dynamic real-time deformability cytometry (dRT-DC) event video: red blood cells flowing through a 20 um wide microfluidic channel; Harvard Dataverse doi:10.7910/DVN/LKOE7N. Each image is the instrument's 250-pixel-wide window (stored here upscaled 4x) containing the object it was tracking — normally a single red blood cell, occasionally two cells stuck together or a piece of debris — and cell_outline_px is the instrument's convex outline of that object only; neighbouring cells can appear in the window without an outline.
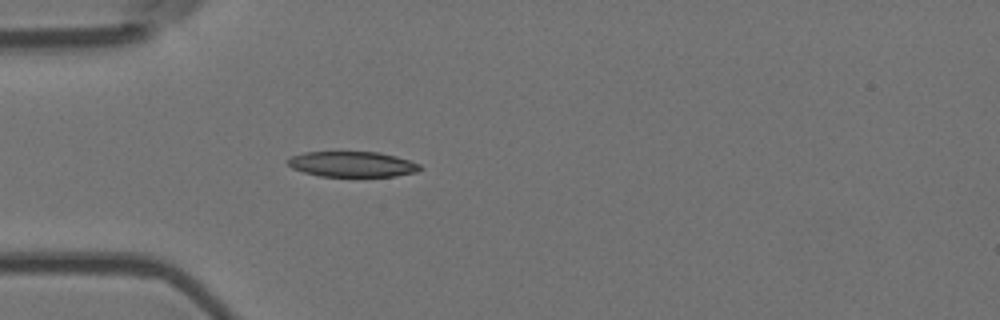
{"species": "Egyptian fruit bat (a non-hibernating species)", "species_latin": "Rousettus aegyptiacus", "temperature_condition": "room temperature", "stored_images_in_passage": 2, "camera_frame_rate_fps": 3000, "um_per_image_px": 0.085, "animal": {"sex": "female"}, "frame": {"image": 1, "passage_image": 2, "time_ms": 0.333, "image_size_px": [1000, 320], "cell_outline_px": [[424, 168], [416, 172], [396, 176], [320, 176], [304, 172], [292, 168], [284, 160], [292, 156], [304, 152], [380, 152], [396, 156], [420, 164]], "centroid_in_image_um": [29.94, 13.95], "position_along_channel_um": 55.1, "area_um2": 19.65}}